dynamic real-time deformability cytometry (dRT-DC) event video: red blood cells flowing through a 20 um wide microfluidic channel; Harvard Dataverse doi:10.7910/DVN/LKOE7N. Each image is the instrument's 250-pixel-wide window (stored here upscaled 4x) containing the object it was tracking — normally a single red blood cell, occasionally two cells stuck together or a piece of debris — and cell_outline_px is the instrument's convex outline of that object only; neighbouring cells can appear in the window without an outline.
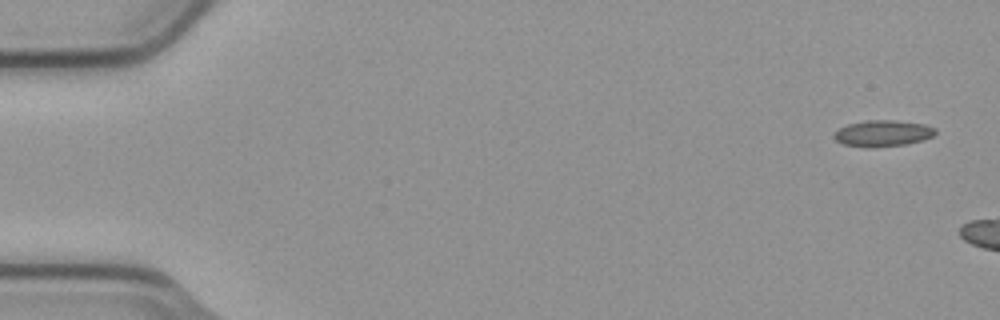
{"species": "common noctule bat (a hibernating species)", "species_latin": "Nyctalus noctula", "temperature_condition": "cold", "stored_images_in_passage": 3, "camera_frame_rate_fps": 3000, "um_per_image_px": 0.085, "animal": {"sex": "male", "body_mass_g": 23.1, "forearm_length_mm": 52.7}, "frame": {"image": 1, "passage_image": 1, "time_ms": 0.0, "image_size_px": [1000, 320], "cell_outline_px": [[936, 132], [932, 136], [924, 140], [904, 144], [844, 144], [836, 140], [832, 136], [840, 128], [848, 124], [864, 120], [896, 120], [924, 124], [936, 128]], "centroid_in_image_um": [75.1, 11.26], "position_along_channel_um": 9.9, "area_um2": 14.62}}